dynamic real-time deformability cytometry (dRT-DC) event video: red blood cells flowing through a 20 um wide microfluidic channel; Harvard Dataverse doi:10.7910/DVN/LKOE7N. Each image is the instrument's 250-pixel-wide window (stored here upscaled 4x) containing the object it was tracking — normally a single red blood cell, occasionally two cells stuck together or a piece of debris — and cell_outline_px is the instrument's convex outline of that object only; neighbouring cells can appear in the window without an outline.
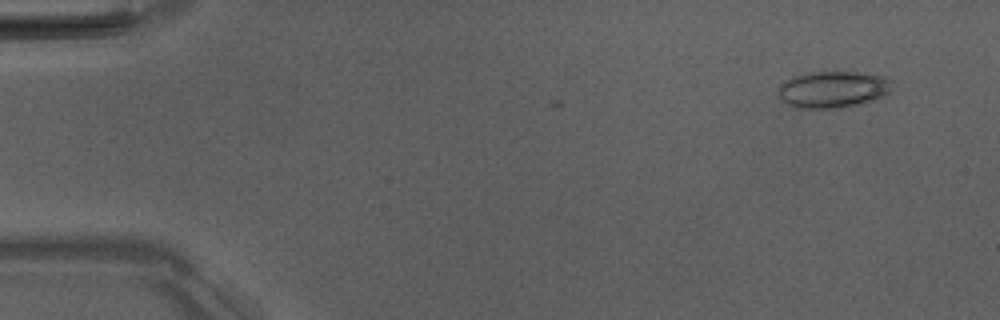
{"species": "Egyptian fruit bat (a non-hibernating species)", "species_latin": "Rousettus aegyptiacus", "temperature_condition": "room temperature", "stored_images_in_passage": 2, "camera_frame_rate_fps": 3000, "um_per_image_px": 0.085, "animal": {"sex": "male"}, "frame": {"image": 1, "passage_image": 2, "time_ms": 0.333, "image_size_px": [1000, 320], "cell_outline_px": [[892, 80], [888, 92], [880, 96], [868, 100], [836, 108], [792, 108], [780, 100], [780, 84], [796, 76], [812, 72], [856, 72], [884, 76]], "centroid_in_image_um": [70.74, 7.59], "position_along_channel_um": 14.3, "area_um2": 23.64}}